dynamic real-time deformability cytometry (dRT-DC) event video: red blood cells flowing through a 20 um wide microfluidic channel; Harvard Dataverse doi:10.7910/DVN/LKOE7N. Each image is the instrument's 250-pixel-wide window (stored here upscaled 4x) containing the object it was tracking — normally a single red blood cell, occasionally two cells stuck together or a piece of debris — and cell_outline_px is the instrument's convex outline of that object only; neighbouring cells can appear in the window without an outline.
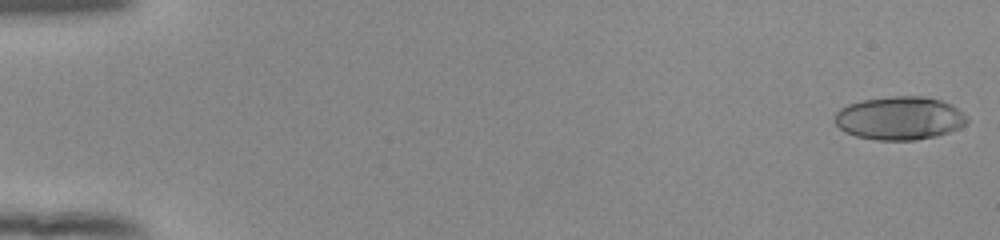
{"species": "human", "species_latin": "Homo sapiens", "temperature_condition": "room temperature", "stored_images_in_passage": 53, "camera_frame_rate_fps": 3000, "um_per_image_px": 0.085, "donor": {"sex": "female"}, "frame": {"image": 1, "passage_image": 1, "time_ms": 0.0, "image_size_px": [1000, 240], "cell_outline_px": [[968, 120], [960, 128], [936, 136], [916, 140], [876, 140], [856, 136], [844, 132], [832, 120], [836, 112], [840, 108], [848, 104], [860, 100], [892, 96], [924, 96], [940, 100], [952, 104], [964, 112], [968, 116]], "centroid_in_image_um": [76.45, 10.04], "position_along_channel_um": 8.5, "area_um2": 33.76}}
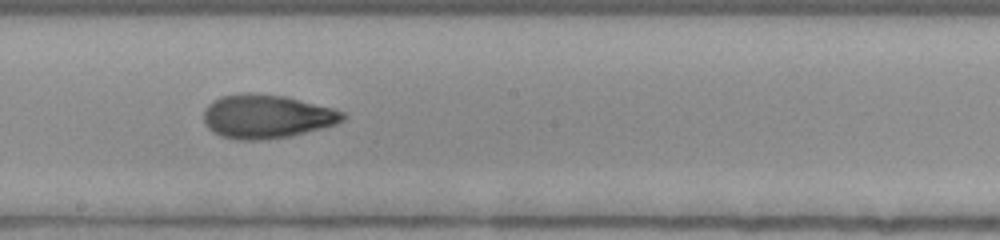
{"frame": {"image": 2, "passage_image": 31, "time_ms": 10.0, "image_size_px": [1000, 240], "cell_outline_px": [[348, 116], [344, 120], [336, 124], [288, 136], [260, 140], [236, 140], [220, 136], [212, 132], [204, 124], [204, 108], [212, 100], [220, 96], [240, 92], [252, 92], [284, 96], [332, 108], [344, 112]], "centroid_in_image_um": [22.6, 9.88], "position_along_channel_um": 225.6, "area_um2": 35.66}}
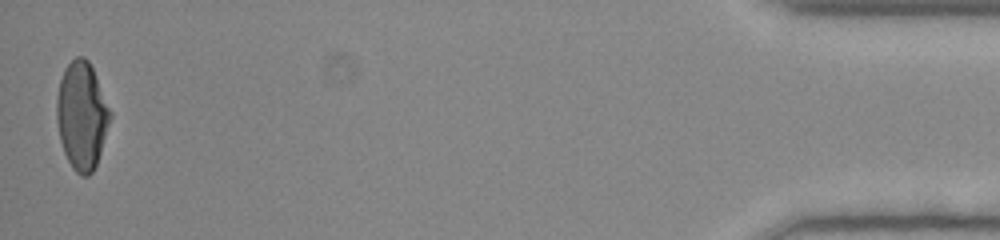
{"frame": {"image": 3, "passage_image": 53, "time_ms": 17.333, "image_size_px": [1000, 240], "cell_outline_px": [[112, 116], [96, 164], [92, 172], [88, 176], [80, 176], [72, 168], [64, 152], [60, 140], [56, 120], [56, 96], [60, 80], [64, 68], [76, 56], [84, 56], [88, 60], [92, 68], [112, 112]], "centroid_in_image_um": [6.94, 9.82], "position_along_channel_um": 428.3, "area_um2": 33.58}, "authors_computed_cell_mechanics": {"area_um2": 33.7552, "velocity_mm_per_s": 3.9125, "shape_relaxation_time_tau1_ms": 6.5485, "shape_relaxation_time_tau2_ms": 0.9844, "deformation_change_tau1": 0.226, "deformation_change_tau2": 0.0688}}